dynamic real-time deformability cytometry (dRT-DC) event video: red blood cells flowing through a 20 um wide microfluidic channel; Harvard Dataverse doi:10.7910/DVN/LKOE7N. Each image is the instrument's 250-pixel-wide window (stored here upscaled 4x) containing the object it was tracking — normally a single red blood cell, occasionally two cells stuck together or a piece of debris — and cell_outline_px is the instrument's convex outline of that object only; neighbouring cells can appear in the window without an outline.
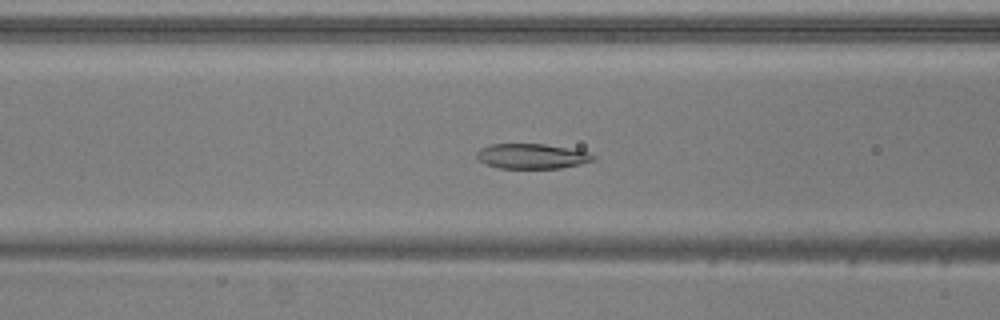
{"species": "common noctule bat (a hibernating species)", "species_latin": "Nyctalus noctula", "temperature_condition": "warm", "stored_images_in_passage": 44, "camera_frame_rate_fps": 3000, "um_per_image_px": 0.085, "animal": {"sex": "male", "body_mass_g": 20.5, "forearm_length_mm": 52.5}, "frame": {"image": 1, "passage_image": 20, "time_ms": 6.333, "image_size_px": [1000, 320], "cell_outline_px": [[596, 160], [580, 164], [560, 168], [500, 168], [484, 164], [476, 156], [476, 152], [480, 148], [488, 144], [544, 144], [588, 152], [596, 156]], "centroid_in_image_um": [45.19, 13.28], "position_along_channel_um": 121.4, "area_um2": 16.99}}
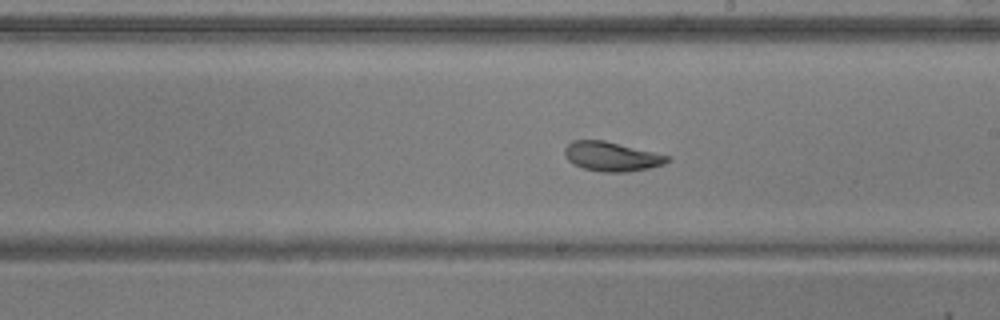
{"frame": {"image": 2, "passage_image": 29, "time_ms": 9.333, "image_size_px": [1000, 320], "cell_outline_px": [[672, 160], [664, 164], [648, 168], [628, 172], [600, 172], [584, 168], [572, 164], [564, 156], [564, 148], [572, 140], [604, 140], [656, 152], [668, 156]], "centroid_in_image_um": [51.98, 13.3], "position_along_channel_um": 237.0, "area_um2": 17.74}}
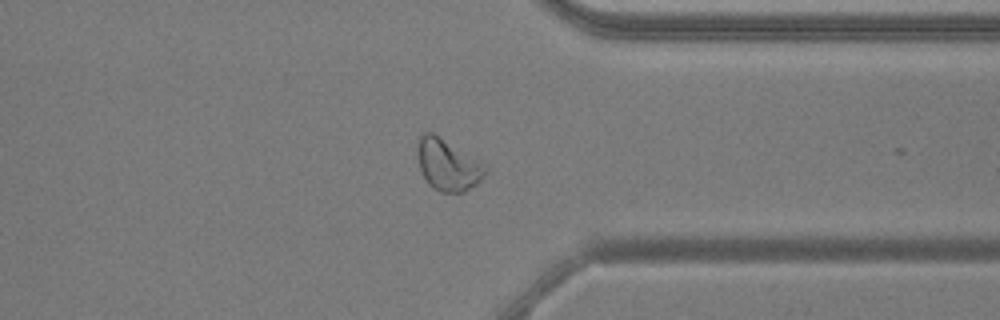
{"frame": {"image": 3, "passage_image": 40, "time_ms": 13.0, "image_size_px": [1000, 320], "cell_outline_px": [[488, 172], [476, 184], [464, 192], [440, 192], [432, 188], [428, 184], [420, 168], [416, 156], [416, 148], [420, 136], [424, 132], [432, 132], [488, 168]], "centroid_in_image_um": [38.01, 14.04], "position_along_channel_um": 373.4, "area_um2": 19.94}, "authors_computed_cell_mechanics": {"area_um2": 18.496, "velocity_mm_per_s": 3.857, "shape_relaxation_time_tau1_ms": 4.8558, "shape_relaxation_time_tau2_ms": 3.0397, "deformation_change_tau1": 0.1696, "deformation_change_tau2": 0.0551}}